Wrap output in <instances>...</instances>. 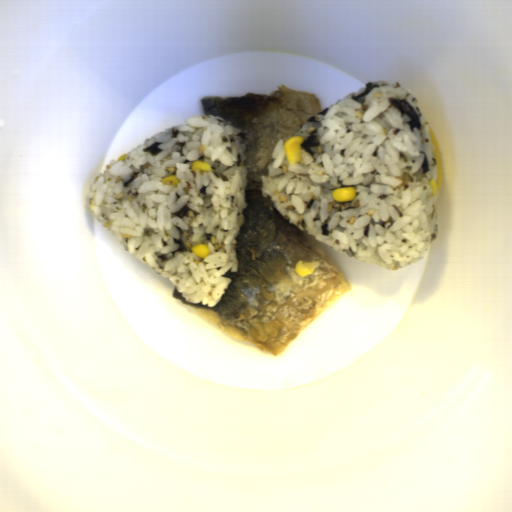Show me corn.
<instances>
[{
    "mask_svg": "<svg viewBox=\"0 0 512 512\" xmlns=\"http://www.w3.org/2000/svg\"><path fill=\"white\" fill-rule=\"evenodd\" d=\"M306 139L301 135H296L286 139L284 143V151L289 165L304 162V154L302 142Z\"/></svg>",
    "mask_w": 512,
    "mask_h": 512,
    "instance_id": "obj_1",
    "label": "corn"
},
{
    "mask_svg": "<svg viewBox=\"0 0 512 512\" xmlns=\"http://www.w3.org/2000/svg\"><path fill=\"white\" fill-rule=\"evenodd\" d=\"M333 201L344 203L356 199V191L353 186H343L331 191Z\"/></svg>",
    "mask_w": 512,
    "mask_h": 512,
    "instance_id": "obj_2",
    "label": "corn"
},
{
    "mask_svg": "<svg viewBox=\"0 0 512 512\" xmlns=\"http://www.w3.org/2000/svg\"><path fill=\"white\" fill-rule=\"evenodd\" d=\"M320 263L317 260L312 261H303L298 260L295 264V274L299 275L301 278H305L308 275H311L318 267Z\"/></svg>",
    "mask_w": 512,
    "mask_h": 512,
    "instance_id": "obj_3",
    "label": "corn"
},
{
    "mask_svg": "<svg viewBox=\"0 0 512 512\" xmlns=\"http://www.w3.org/2000/svg\"><path fill=\"white\" fill-rule=\"evenodd\" d=\"M200 170L202 173H210L212 171L211 164L203 160H194L191 164V172L195 176L196 172Z\"/></svg>",
    "mask_w": 512,
    "mask_h": 512,
    "instance_id": "obj_4",
    "label": "corn"
},
{
    "mask_svg": "<svg viewBox=\"0 0 512 512\" xmlns=\"http://www.w3.org/2000/svg\"><path fill=\"white\" fill-rule=\"evenodd\" d=\"M191 250L200 259H204L211 254L210 248L206 243L194 244Z\"/></svg>",
    "mask_w": 512,
    "mask_h": 512,
    "instance_id": "obj_5",
    "label": "corn"
},
{
    "mask_svg": "<svg viewBox=\"0 0 512 512\" xmlns=\"http://www.w3.org/2000/svg\"><path fill=\"white\" fill-rule=\"evenodd\" d=\"M161 181L167 186H177L180 183V180L177 178L176 174L165 176Z\"/></svg>",
    "mask_w": 512,
    "mask_h": 512,
    "instance_id": "obj_6",
    "label": "corn"
},
{
    "mask_svg": "<svg viewBox=\"0 0 512 512\" xmlns=\"http://www.w3.org/2000/svg\"><path fill=\"white\" fill-rule=\"evenodd\" d=\"M429 184H430V187L432 188V192L430 195H435L436 193V190H437V181L436 179H429Z\"/></svg>",
    "mask_w": 512,
    "mask_h": 512,
    "instance_id": "obj_7",
    "label": "corn"
},
{
    "mask_svg": "<svg viewBox=\"0 0 512 512\" xmlns=\"http://www.w3.org/2000/svg\"><path fill=\"white\" fill-rule=\"evenodd\" d=\"M126 156H127V154L120 156L117 161H125Z\"/></svg>",
    "mask_w": 512,
    "mask_h": 512,
    "instance_id": "obj_8",
    "label": "corn"
}]
</instances>
